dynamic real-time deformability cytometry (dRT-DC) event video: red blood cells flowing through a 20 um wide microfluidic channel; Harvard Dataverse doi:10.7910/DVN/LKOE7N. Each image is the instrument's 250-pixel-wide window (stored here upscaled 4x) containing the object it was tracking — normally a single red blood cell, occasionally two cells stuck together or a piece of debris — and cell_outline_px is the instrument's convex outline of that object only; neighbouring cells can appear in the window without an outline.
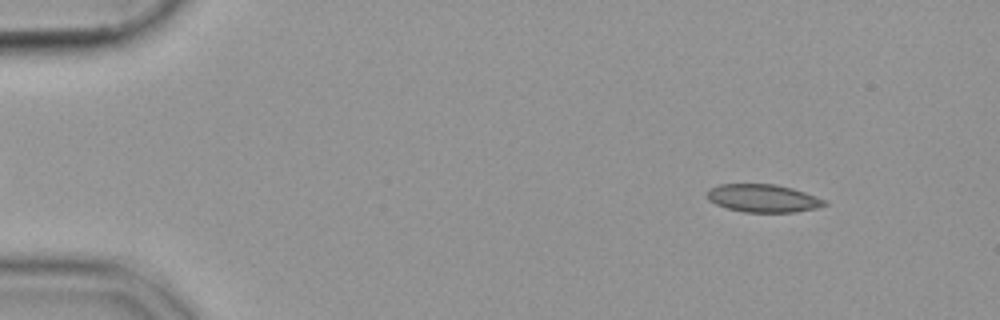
{"species": "common noctule bat (a hibernating species)", "species_latin": "Nyctalus noctula", "temperature_condition": "cold", "stored_images_in_passage": 55, "camera_frame_rate_fps": 3000, "um_per_image_px": 0.085, "animal": {"sex": "female", "body_mass_g": 19.9}, "frame": {"image": 1, "passage_image": 6, "time_ms": 1.667, "image_size_px": [1000, 320], "cell_outline_px": [[828, 204], [816, 208], [796, 212], [744, 212], [728, 208], [716, 204], [708, 200], [704, 192], [708, 188], [720, 184], [776, 184], [792, 188], [828, 200]], "centroid_in_image_um": [64.84, 16.84], "position_along_channel_um": 20.2, "area_um2": 19.31}}
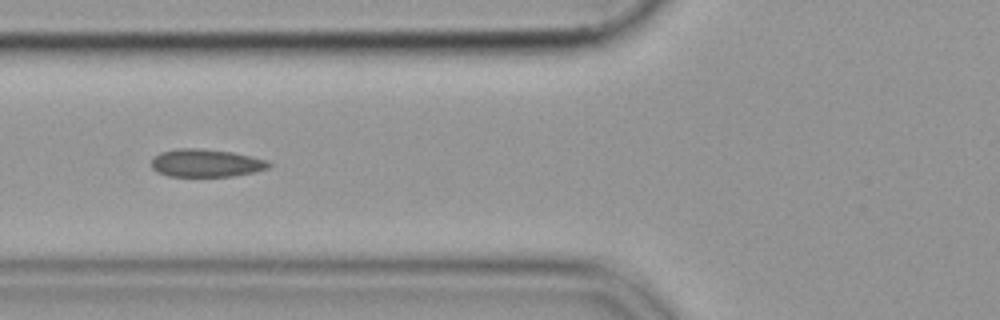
{"frame": {"image": 2, "passage_image": 21, "time_ms": 6.667, "image_size_px": [1000, 320], "cell_outline_px": [[272, 164], [268, 168], [256, 172], [232, 176], [168, 176], [156, 172], [152, 168], [152, 156], [160, 152], [176, 148], [196, 148], [232, 152], [252, 156], [268, 160]], "centroid_in_image_um": [17.5, 13.85], "position_along_channel_um": 108.3, "area_um2": 19.25}}
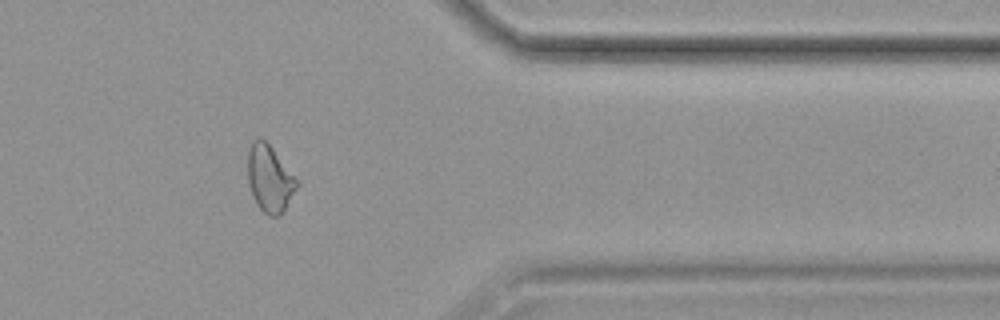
{"frame": {"image": 3, "passage_image": 45, "time_ms": 14.667, "image_size_px": [1000, 320], "cell_outline_px": [[300, 184], [284, 212], [280, 216], [268, 216], [256, 204], [248, 184], [248, 152], [252, 140], [260, 136], [272, 148], [300, 180]], "centroid_in_image_um": [22.96, 15.2], "position_along_channel_um": 388.4, "area_um2": 19.54}}